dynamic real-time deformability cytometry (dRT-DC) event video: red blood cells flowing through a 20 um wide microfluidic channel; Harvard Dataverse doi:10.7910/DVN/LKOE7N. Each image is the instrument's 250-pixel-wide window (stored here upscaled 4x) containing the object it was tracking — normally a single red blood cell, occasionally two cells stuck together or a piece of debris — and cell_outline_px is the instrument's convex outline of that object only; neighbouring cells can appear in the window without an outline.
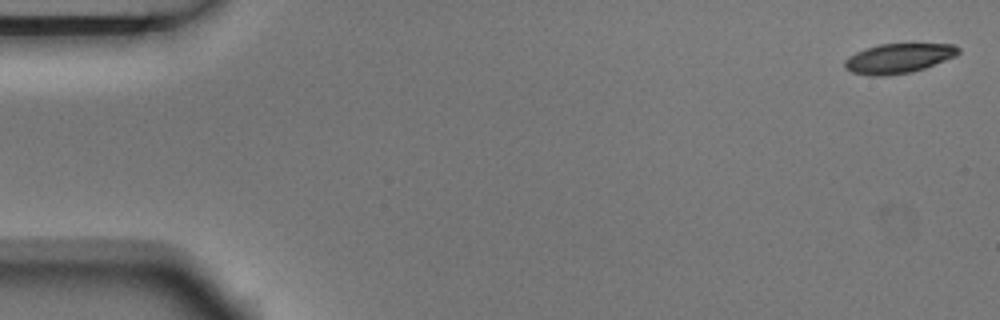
{"species": "Egyptian fruit bat (a non-hibernating species)", "species_latin": "Rousettus aegyptiacus", "temperature_condition": "room temperature", "stored_images_in_passage": 4, "segment_of_instrument_passage": [2, 2], "camera_frame_rate_fps": 3000, "um_per_image_px": 0.085, "animal": {"sex": "male"}, "frame": {"image": 1, "passage_image": 4, "time_ms": 1.0, "image_size_px": [1000, 320], "cell_outline_px": [[960, 52], [956, 56], [924, 68], [912, 72], [884, 76], [872, 76], [852, 72], [844, 68], [844, 60], [848, 56], [856, 52], [880, 44], [952, 44], [960, 48]], "centroid_in_image_um": [76.36, 4.96], "position_along_channel_um": 8.6, "area_um2": 19.59}}